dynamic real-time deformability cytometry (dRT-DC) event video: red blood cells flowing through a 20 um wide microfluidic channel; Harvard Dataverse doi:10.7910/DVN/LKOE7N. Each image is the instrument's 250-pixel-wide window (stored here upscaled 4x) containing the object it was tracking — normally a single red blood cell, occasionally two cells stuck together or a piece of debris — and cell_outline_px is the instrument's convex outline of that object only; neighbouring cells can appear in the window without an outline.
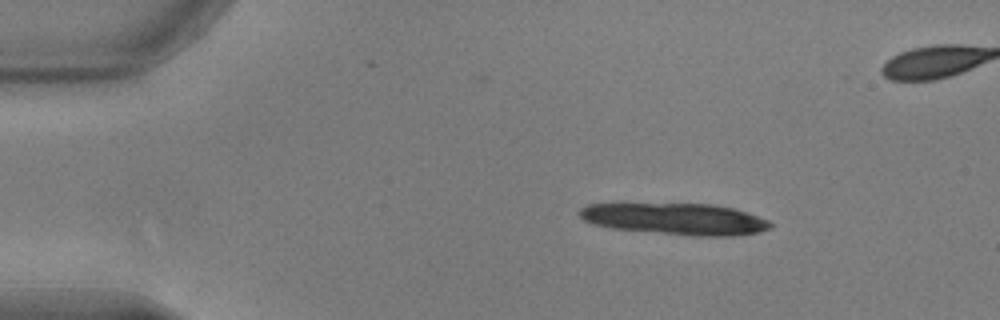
{"species": "common noctule bat (a hibernating species)", "species_latin": "Nyctalus noctula", "temperature_condition": "warm", "stored_images_in_passage": 32, "camera_frame_rate_fps": 3000, "um_per_image_px": 0.085, "animal": {"sex": "male", "body_mass_g": 17.9, "forearm_length_mm": 54.2}, "frame": {"image": 1, "passage_image": 1, "time_ms": 0.0, "image_size_px": [1000, 320], "cell_outline_px": [[772, 228], [760, 232], [732, 236], [692, 236], [612, 228], [592, 224], [584, 220], [576, 212], [580, 208], [588, 204], [612, 200], [712, 204], [732, 208], [748, 212], [768, 220], [772, 224]], "centroid_in_image_um": [57.26, 18.55], "position_along_channel_um": 27.7, "area_um2": 36.93}}